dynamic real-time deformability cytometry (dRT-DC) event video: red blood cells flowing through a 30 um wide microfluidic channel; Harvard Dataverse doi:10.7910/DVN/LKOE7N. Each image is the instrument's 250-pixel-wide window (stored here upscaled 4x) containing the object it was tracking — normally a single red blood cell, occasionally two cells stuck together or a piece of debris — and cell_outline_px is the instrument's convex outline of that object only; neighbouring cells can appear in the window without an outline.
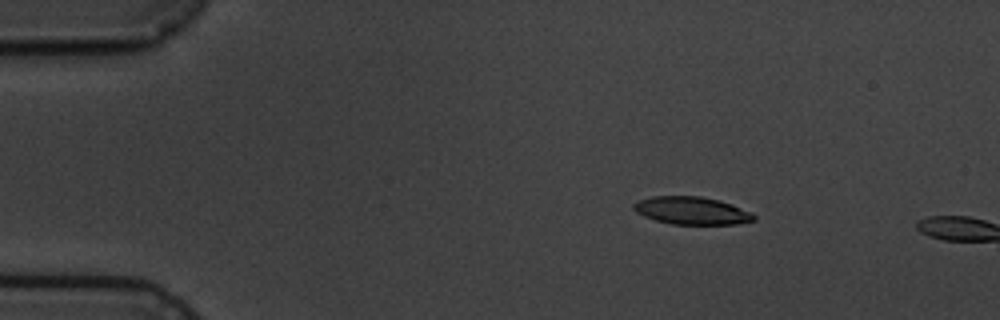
{"species": "common noctule bat (a hibernating species)", "species_latin": "Nyctalus noctula", "temperature_condition": "cold", "stored_images_in_passage": 4, "camera_frame_rate_fps": 3000, "um_per_image_px": 0.085, "animal": {"sex": "male", "body_mass_g": 19.5, "forearm_length_mm": 54.6}, "frame": {"image": 1, "passage_image": 3, "time_ms": 2.333, "image_size_px": [1000, 320], "cell_outline_px": [[756, 220], [736, 224], [672, 224], [656, 220], [644, 216], [636, 212], [632, 208], [632, 204], [640, 200], [652, 196], [700, 196], [720, 200], [732, 204], [756, 216]], "centroid_in_image_um": [58.78, 17.9], "position_along_channel_um": 26.2, "area_um2": 19.31}}